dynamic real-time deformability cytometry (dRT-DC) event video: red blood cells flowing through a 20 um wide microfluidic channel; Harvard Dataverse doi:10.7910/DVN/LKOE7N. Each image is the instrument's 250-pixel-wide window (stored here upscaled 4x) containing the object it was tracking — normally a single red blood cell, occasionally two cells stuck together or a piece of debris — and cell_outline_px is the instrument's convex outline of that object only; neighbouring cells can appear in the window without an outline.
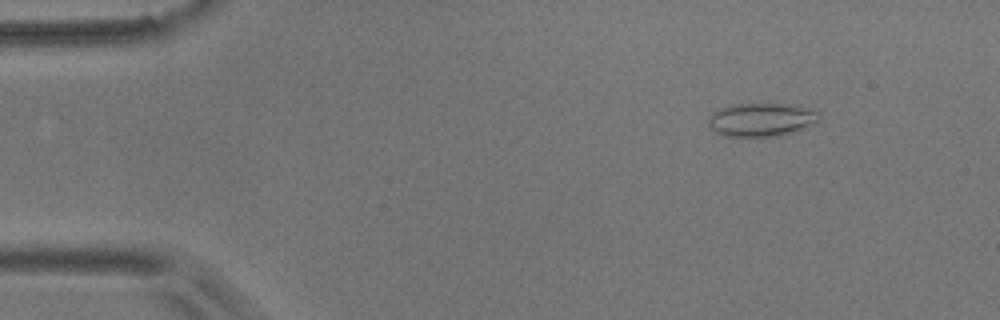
{"species": "common noctule bat (a hibernating species)", "species_latin": "Nyctalus noctula", "temperature_condition": "room temperature", "stored_images_in_passage": 46, "camera_frame_rate_fps": 3000, "um_per_image_px": 0.085, "animal": {"sex": "male", "body_mass_g": 17.9}, "frame": {"image": 1, "passage_image": 7, "time_ms": 2.0, "image_size_px": [1000, 320], "cell_outline_px": [[820, 120], [816, 124], [780, 136], [728, 136], [716, 132], [708, 124], [708, 116], [712, 112], [720, 108], [736, 104], [796, 104], [816, 112], [820, 116]], "centroid_in_image_um": [64.73, 10.17], "position_along_channel_um": 20.3, "area_um2": 21.56}}
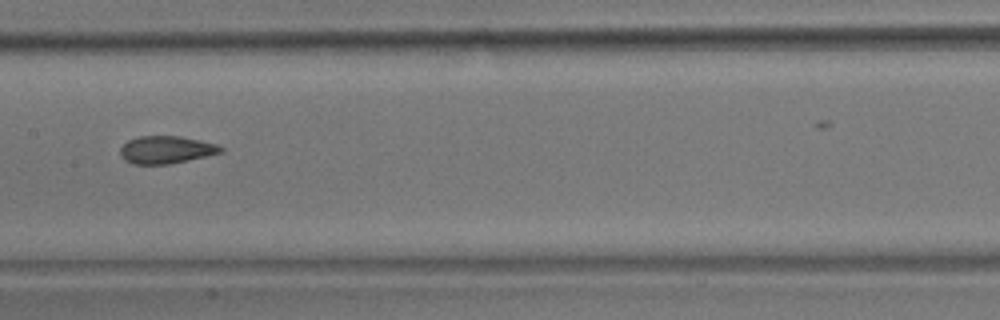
{"frame": {"image": 2, "passage_image": 28, "time_ms": 9.0, "image_size_px": [1000, 320], "cell_outline_px": [[224, 152], [188, 160], [168, 164], [132, 164], [124, 160], [120, 156], [120, 148], [128, 140], [140, 136], [180, 136], [200, 140], [216, 144], [224, 148]], "centroid_in_image_um": [14.12, 12.73], "position_along_channel_um": 193.3, "area_um2": 16.18}}
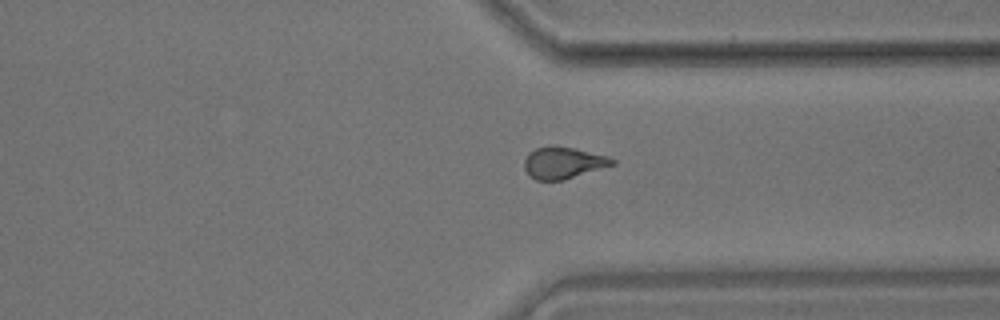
{"frame": {"image": 3, "passage_image": 42, "time_ms": 13.667, "image_size_px": [1000, 320], "cell_outline_px": [[616, 164], [564, 180], [536, 180], [528, 176], [524, 168], [524, 160], [528, 152], [536, 148], [552, 144], [556, 144], [576, 148], [608, 156], [616, 160]], "centroid_in_image_um": [47.86, 13.82], "position_along_channel_um": 363.5, "area_um2": 16.7}}